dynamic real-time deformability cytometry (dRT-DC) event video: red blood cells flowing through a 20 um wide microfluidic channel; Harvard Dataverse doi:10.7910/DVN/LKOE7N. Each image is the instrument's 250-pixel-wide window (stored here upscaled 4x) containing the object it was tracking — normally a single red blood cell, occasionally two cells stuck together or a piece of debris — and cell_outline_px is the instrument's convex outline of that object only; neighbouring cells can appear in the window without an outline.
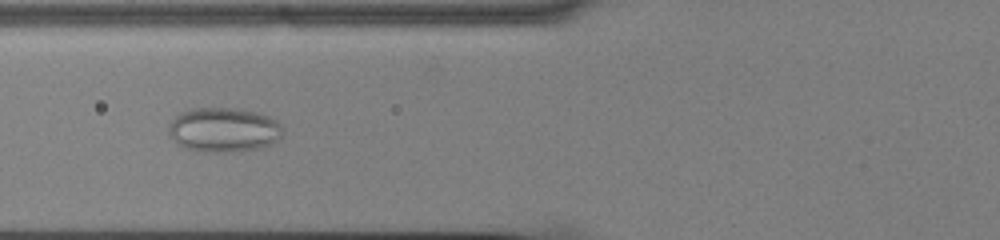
{"species": "common noctule bat (a hibernating species)", "species_latin": "Nyctalus noctula", "temperature_condition": "cold", "stored_images_in_passage": 57, "camera_frame_rate_fps": 3000, "um_per_image_px": 0.085, "animal": {"sex": "male", "body_mass_g": 13.0, "forearm_length_mm": 53.1}, "frame": {"image": 1, "passage_image": 23, "time_ms": 7.333, "image_size_px": [1000, 240], "cell_outline_px": [[284, 132], [272, 144], [260, 148], [224, 152], [208, 152], [184, 148], [172, 140], [168, 136], [168, 124], [176, 116], [192, 108], [240, 108], [260, 112], [276, 120], [280, 124]], "centroid_in_image_um": [19.01, 11.03], "position_along_channel_um": 106.8, "area_um2": 29.82}}
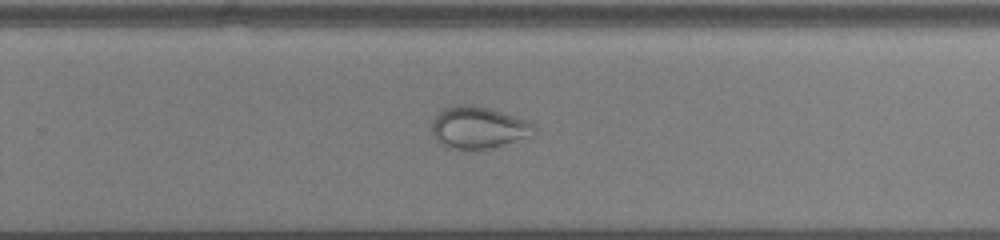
{"frame": {"image": 2, "passage_image": 38, "time_ms": 12.333, "image_size_px": [1000, 240], "cell_outline_px": [[536, 132], [532, 136], [488, 148], [448, 148], [436, 140], [432, 132], [432, 120], [444, 108], [452, 104], [472, 104], [488, 108], [524, 120], [532, 124], [536, 128]], "centroid_in_image_um": [40.62, 10.82], "position_along_channel_um": 289.2, "area_um2": 24.57}}
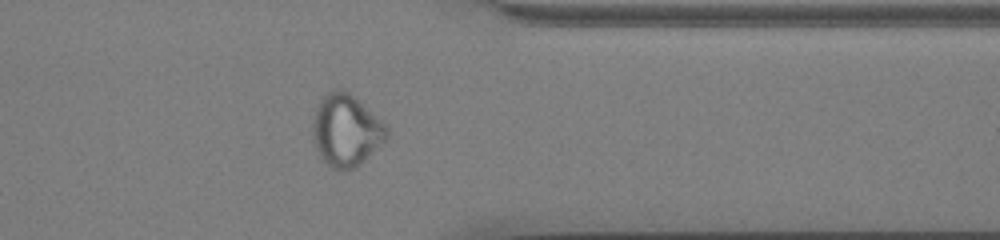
{"frame": {"image": 3, "passage_image": 46, "time_ms": 15.0, "image_size_px": [1000, 240], "cell_outline_px": [[388, 136], [360, 164], [344, 172], [332, 168], [320, 156], [316, 148], [312, 132], [312, 120], [316, 108], [320, 100], [332, 88], [348, 92], [360, 100], [388, 128]], "centroid_in_image_um": [29.39, 11.07], "position_along_channel_um": 382.0, "area_um2": 30.75}}